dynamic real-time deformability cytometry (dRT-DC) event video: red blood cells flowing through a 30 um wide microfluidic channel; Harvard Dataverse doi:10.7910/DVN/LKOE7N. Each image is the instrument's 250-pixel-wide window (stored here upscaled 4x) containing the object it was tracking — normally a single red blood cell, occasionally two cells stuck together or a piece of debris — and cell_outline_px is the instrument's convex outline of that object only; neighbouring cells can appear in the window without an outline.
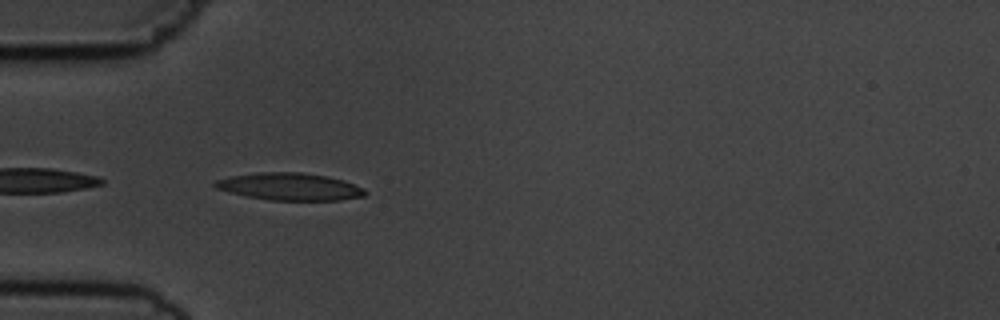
{"species": "common noctule bat (a hibernating species)", "species_latin": "Nyctalus noctula", "temperature_condition": "cold", "stored_images_in_passage": 25, "camera_frame_rate_fps": 3000, "um_per_image_px": 0.085, "animal": {"sex": "male", "body_mass_g": 19.5, "forearm_length_mm": 54.6}, "frame": {"image": 1, "passage_image": 1, "time_ms": 0.0, "image_size_px": [1000, 320], "cell_outline_px": [[368, 192], [364, 196], [340, 200], [268, 200], [244, 196], [228, 192], [216, 188], [212, 184], [216, 180], [232, 176], [260, 172], [300, 172], [324, 176], [344, 180]], "centroid_in_image_um": [24.58, 15.87], "position_along_channel_um": 60.4, "area_um2": 23.7}}
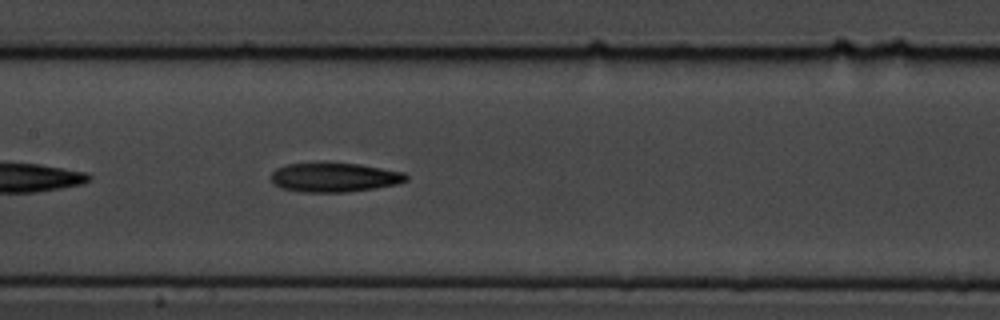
{"frame": {"image": 2, "passage_image": 11, "time_ms": 3.333, "image_size_px": [1000, 320], "cell_outline_px": [[408, 180], [396, 184], [376, 188], [344, 192], [304, 192], [280, 188], [272, 180], [272, 172], [276, 168], [288, 164], [360, 164], [404, 172], [408, 176]], "centroid_in_image_um": [28.45, 15.09], "position_along_channel_um": 178.9, "area_um2": 22.6}}
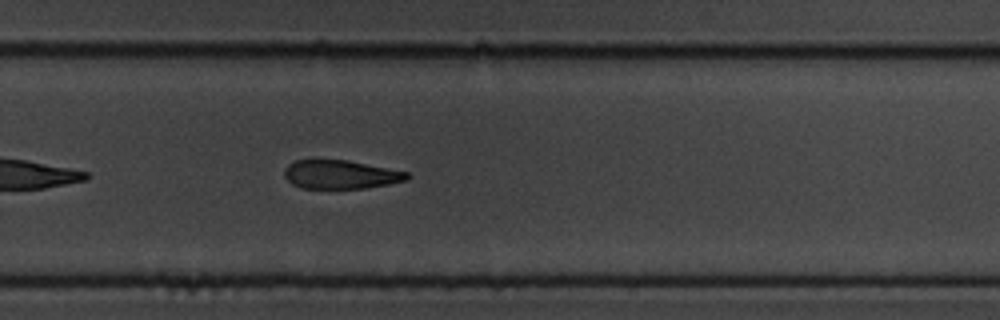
{"frame": {"image": 3, "passage_image": 21, "time_ms": 6.667, "image_size_px": [1000, 320], "cell_outline_px": [[408, 176], [404, 180], [388, 184], [364, 188], [300, 188], [292, 184], [284, 176], [284, 168], [288, 164], [296, 160], [344, 160], [408, 172]], "centroid_in_image_um": [28.87, 14.83], "position_along_channel_um": 300.9, "area_um2": 20.11}}